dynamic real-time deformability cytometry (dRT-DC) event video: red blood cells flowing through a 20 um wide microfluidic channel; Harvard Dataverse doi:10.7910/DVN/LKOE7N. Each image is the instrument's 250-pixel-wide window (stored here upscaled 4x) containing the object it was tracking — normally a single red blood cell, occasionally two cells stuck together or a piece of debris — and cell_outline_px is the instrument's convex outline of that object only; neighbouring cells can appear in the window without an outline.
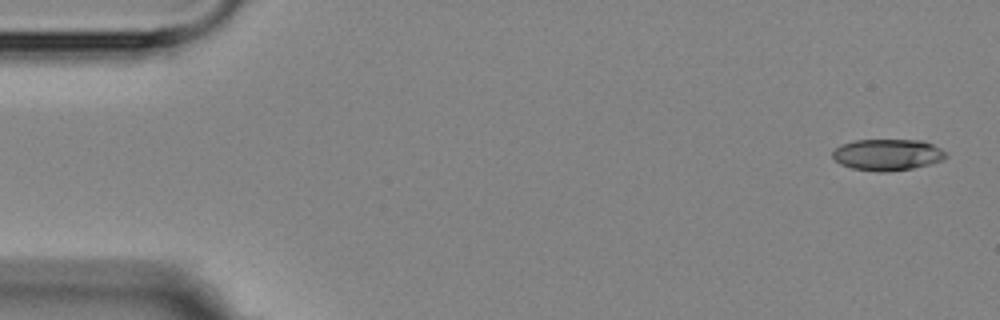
{"species": "Egyptian fruit bat (a non-hibernating species)", "species_latin": "Rousettus aegyptiacus", "temperature_condition": "room temperature", "stored_images_in_passage": 4, "camera_frame_rate_fps": 3000, "um_per_image_px": 0.085, "animal": {"sex": "female"}, "frame": {"image": 1, "passage_image": 1, "time_ms": 0.0, "image_size_px": [1000, 320], "cell_outline_px": [[948, 156], [940, 160], [928, 164], [912, 168], [888, 172], [876, 172], [852, 168], [840, 164], [832, 156], [832, 152], [840, 144], [856, 140], [924, 140], [948, 152]], "centroid_in_image_um": [75.43, 13.15], "position_along_channel_um": 9.6, "area_um2": 20.81}}
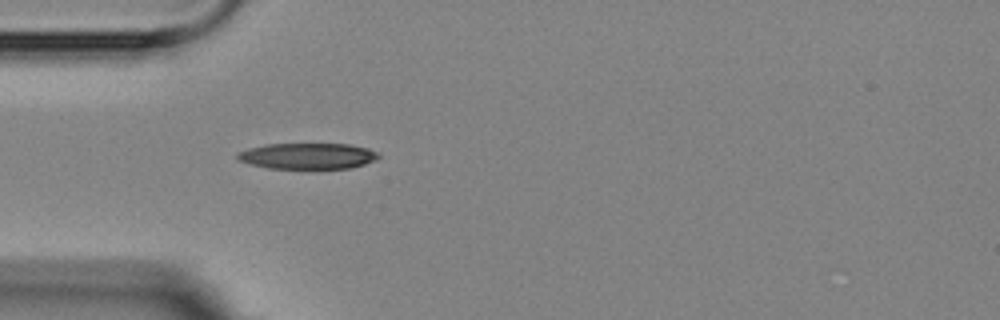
{"frame": {"image": 2, "passage_image": 4, "time_ms": 4.667, "image_size_px": [1000, 320], "cell_outline_px": [[380, 156], [376, 160], [352, 168], [268, 168], [236, 160], [236, 152], [248, 148], [268, 144], [348, 144], [368, 148], [376, 152]], "centroid_in_image_um": [26.13, 13.26], "position_along_channel_um": 58.9, "area_um2": 21.33}}